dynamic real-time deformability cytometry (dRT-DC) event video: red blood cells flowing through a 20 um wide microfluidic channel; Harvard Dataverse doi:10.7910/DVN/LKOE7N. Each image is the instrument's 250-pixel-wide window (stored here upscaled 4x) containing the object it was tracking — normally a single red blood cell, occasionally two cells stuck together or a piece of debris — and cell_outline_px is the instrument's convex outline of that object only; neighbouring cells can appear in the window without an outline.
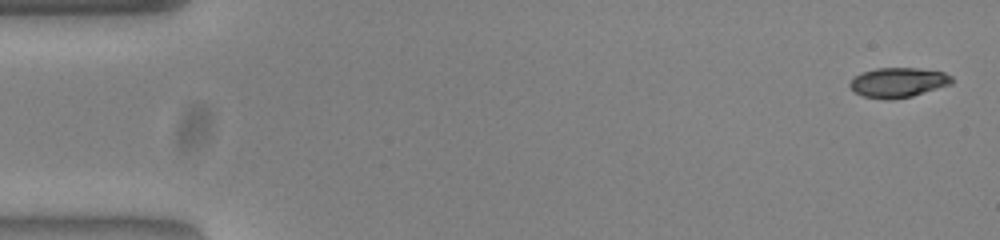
{"species": "common noctule bat (a hibernating species)", "species_latin": "Nyctalus noctula", "temperature_condition": "warm", "stored_images_in_passage": 44, "camera_frame_rate_fps": 3000, "um_per_image_px": 0.085, "animal": {"sex": "female", "body_mass_g": 23.0, "forearm_length_mm": 53.4}, "frame": {"image": 1, "passage_image": 1, "time_ms": 0.0, "image_size_px": [1000, 240], "cell_outline_px": [[952, 84], [912, 96], [892, 100], [888, 100], [864, 96], [856, 92], [848, 84], [856, 76], [864, 72], [876, 68], [916, 68], [944, 72], [952, 76]], "centroid_in_image_um": [76.37, 7.01], "position_along_channel_um": 8.6, "area_um2": 17.51}}
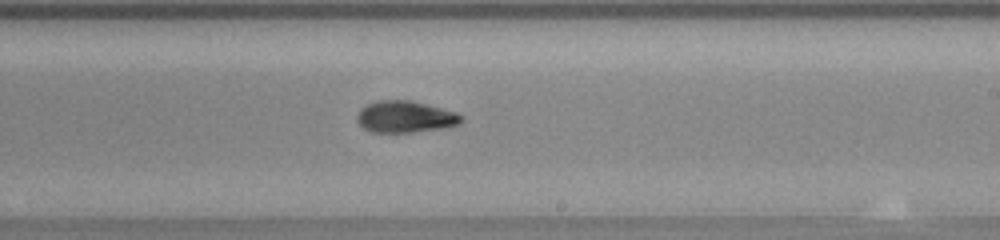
{"frame": {"image": 2, "passage_image": 31, "time_ms": 10.0, "image_size_px": [1000, 240], "cell_outline_px": [[464, 120], [460, 124], [440, 128], [412, 132], [372, 132], [364, 128], [356, 120], [356, 116], [360, 108], [376, 100], [408, 100], [456, 112]], "centroid_in_image_um": [34.4, 9.92], "position_along_channel_um": 254.6, "area_um2": 19.02}}
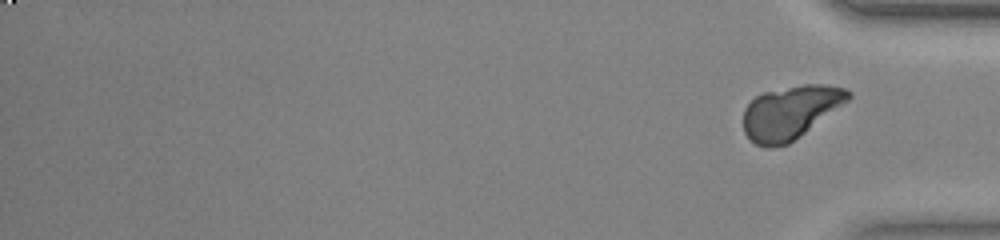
{"frame": {"image": 3, "passage_image": 44, "time_ms": 14.333, "image_size_px": [1000, 240], "cell_outline_px": [[852, 96], [848, 100], [788, 144], [772, 148], [768, 148], [756, 144], [744, 132], [744, 108], [756, 96], [764, 92], [804, 84], [824, 84], [844, 88], [852, 92]], "centroid_in_image_um": [67.17, 9.54], "position_along_channel_um": 368.0, "area_um2": 32.02}, "authors_computed_cell_mechanics": {"area_um2": 19.0162, "velocity_mm_per_s": 3.8675, "shape_relaxation_time_tau1_ms": 5.9416, "shape_relaxation_time_tau2_ms": 2.0374, "deformation_change_tau1": 0.195, "deformation_change_tau2": 0.0579}}